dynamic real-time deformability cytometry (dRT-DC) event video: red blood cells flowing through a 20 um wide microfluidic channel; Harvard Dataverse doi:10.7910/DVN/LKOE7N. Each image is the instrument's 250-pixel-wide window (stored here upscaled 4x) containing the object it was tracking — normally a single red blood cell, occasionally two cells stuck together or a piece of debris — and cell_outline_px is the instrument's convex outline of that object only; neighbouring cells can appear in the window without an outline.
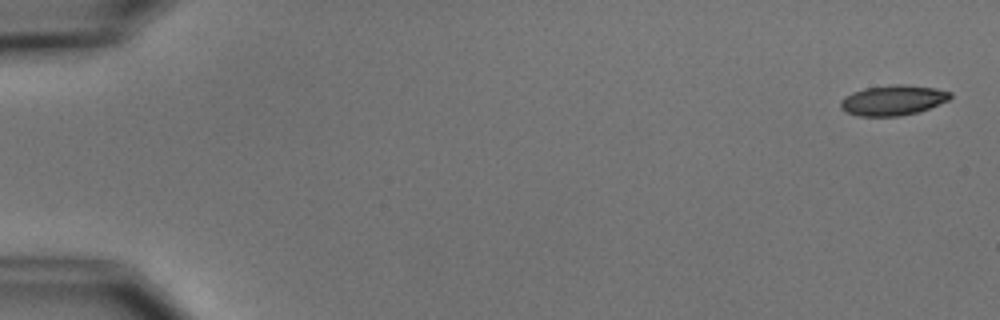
{"species": "common noctule bat (a hibernating species)", "species_latin": "Nyctalus noctula", "temperature_condition": "cold", "stored_images_in_passage": 6, "camera_frame_rate_fps": 3000, "um_per_image_px": 0.085, "animal": {"sex": "male", "body_mass_g": 15.6}, "frame": {"image": 1, "passage_image": 1, "time_ms": 0.0, "image_size_px": [1000, 320], "cell_outline_px": [[952, 96], [948, 100], [928, 108], [916, 112], [900, 116], [860, 116], [848, 112], [840, 108], [840, 100], [844, 96], [852, 92], [864, 88], [892, 84], [908, 84], [936, 88], [952, 92]], "centroid_in_image_um": [75.89, 8.5], "position_along_channel_um": 9.1, "area_um2": 19.36}}
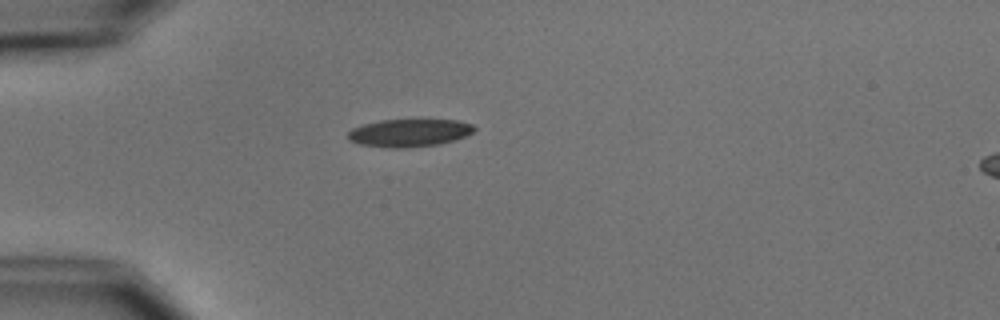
{"frame": {"image": 2, "passage_image": 5, "time_ms": 4.667, "image_size_px": [1000, 320], "cell_outline_px": [[476, 128], [472, 132], [464, 136], [440, 144], [404, 148], [392, 148], [360, 144], [348, 140], [348, 132], [352, 128], [364, 124], [380, 120], [456, 120], [472, 124]], "centroid_in_image_um": [34.76, 11.29], "position_along_channel_um": 50.2, "area_um2": 20.23}}